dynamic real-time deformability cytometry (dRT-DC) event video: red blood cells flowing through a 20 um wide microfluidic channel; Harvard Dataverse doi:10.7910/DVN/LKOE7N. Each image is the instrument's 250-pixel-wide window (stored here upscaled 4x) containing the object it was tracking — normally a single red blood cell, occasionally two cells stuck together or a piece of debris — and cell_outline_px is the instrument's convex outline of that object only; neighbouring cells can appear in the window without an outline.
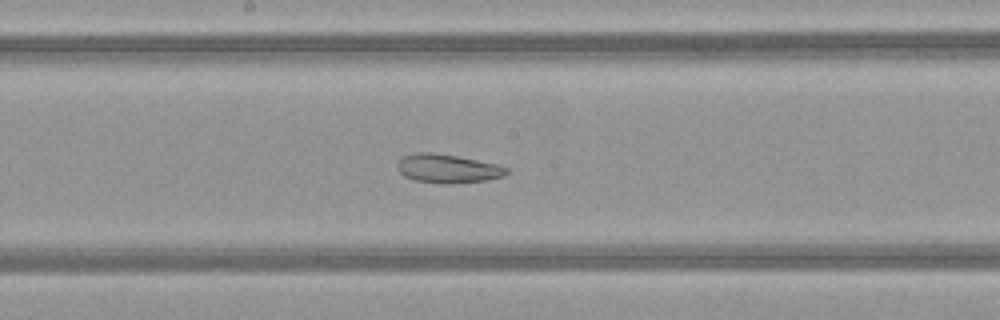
{"species": "common noctule bat (a hibernating species)", "species_latin": "Nyctalus noctula", "temperature_condition": "warm", "stored_images_in_passage": 48, "camera_frame_rate_fps": 3000, "um_per_image_px": 0.085, "animal": {"sex": "female", "body_mass_g": 21.9}, "frame": {"image": 1, "passage_image": 24, "time_ms": 7.667, "image_size_px": [1000, 320], "cell_outline_px": [[508, 172], [504, 176], [488, 180], [452, 184], [440, 184], [412, 180], [404, 176], [396, 168], [396, 164], [404, 156], [416, 152], [432, 152], [456, 156], [500, 164], [508, 168]], "centroid_in_image_um": [38.06, 14.34], "position_along_channel_um": 210.1, "area_um2": 18.61}}
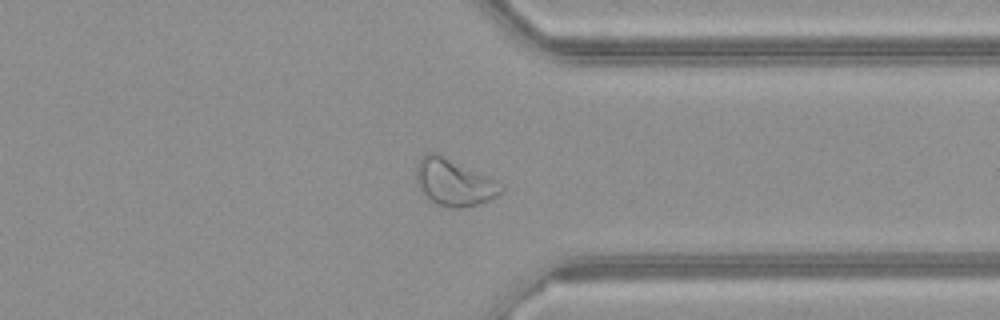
{"frame": {"image": 2, "passage_image": 36, "time_ms": 11.667, "image_size_px": [1000, 320], "cell_outline_px": [[504, 192], [488, 200], [464, 208], [448, 208], [436, 204], [424, 196], [420, 192], [416, 184], [416, 168], [420, 160], [428, 152], [436, 152], [488, 176], [504, 184]], "centroid_in_image_um": [38.58, 15.52], "position_along_channel_um": 372.8, "area_um2": 23.35}}
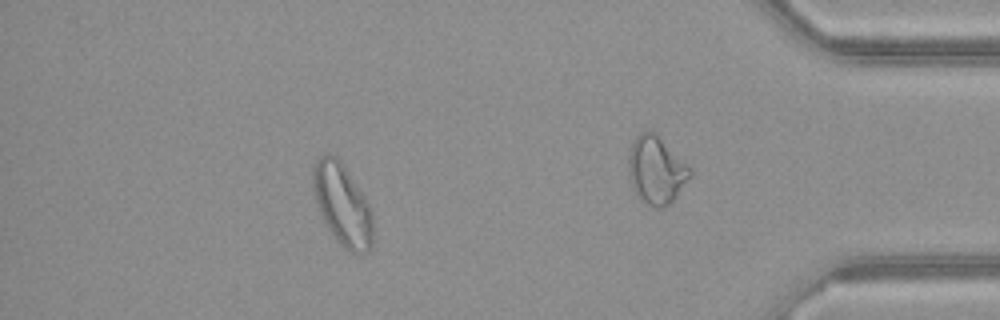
{"frame": {"image": 3, "passage_image": 42, "time_ms": 13.667, "image_size_px": [1000, 320], "cell_outline_px": [[372, 248], [368, 252], [352, 252], [344, 248], [336, 240], [328, 228], [320, 212], [312, 188], [312, 168], [316, 160], [324, 152], [328, 152], [336, 156], [344, 164], [364, 196], [372, 212]], "centroid_in_image_um": [29.08, 17.35], "position_along_channel_um": 406.1, "area_um2": 28.61}, "authors_computed_cell_mechanics": {"area_um2": 26.1545, "velocity_mm_per_s": 4.1321, "shape_relaxation_time_tau1_ms": null, "shape_relaxation_time_tau2_ms": 4.5435, "deformation_change_tau1": null, "deformation_change_tau2": 0.1198}}